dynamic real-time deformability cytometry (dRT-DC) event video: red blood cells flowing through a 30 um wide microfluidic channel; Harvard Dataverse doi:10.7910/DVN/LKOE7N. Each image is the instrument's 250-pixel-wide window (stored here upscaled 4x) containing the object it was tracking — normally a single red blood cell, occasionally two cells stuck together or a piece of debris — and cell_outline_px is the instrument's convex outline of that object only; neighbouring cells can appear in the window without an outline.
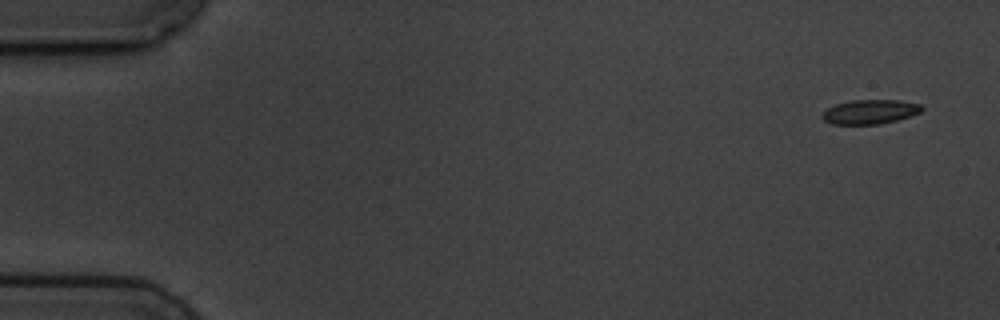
{"species": "common noctule bat (a hibernating species)", "species_latin": "Nyctalus noctula", "temperature_condition": "cold", "stored_images_in_passage": 5, "camera_frame_rate_fps": 3000, "um_per_image_px": 0.085, "animal": {"sex": "male", "body_mass_g": 19.5, "forearm_length_mm": 54.6}, "frame": {"image": 1, "passage_image": 1, "time_ms": 0.0, "image_size_px": [1000, 320], "cell_outline_px": [[924, 108], [920, 112], [896, 120], [880, 124], [832, 124], [824, 120], [820, 116], [828, 108], [836, 104], [852, 100], [900, 100], [920, 104]], "centroid_in_image_um": [73.94, 9.5], "position_along_channel_um": 11.1, "area_um2": 13.99}}
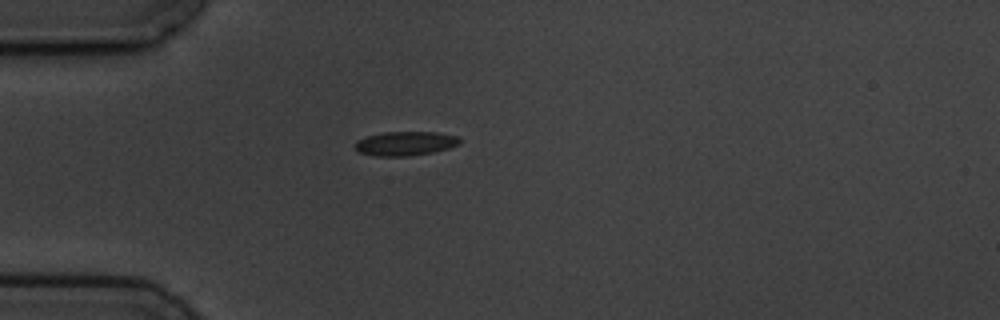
{"frame": {"image": 2, "passage_image": 4, "time_ms": 4.333, "image_size_px": [1000, 320], "cell_outline_px": [[460, 144], [448, 148], [432, 152], [408, 156], [376, 156], [360, 152], [356, 148], [356, 140], [368, 136], [384, 132], [436, 132], [460, 136]], "centroid_in_image_um": [34.49, 12.19], "position_along_channel_um": 50.5, "area_um2": 14.62}}